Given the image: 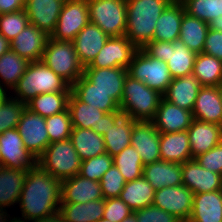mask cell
Returning a JSON list of instances; mask_svg holds the SVG:
<instances>
[{
    "instance_id": "1",
    "label": "cell",
    "mask_w": 222,
    "mask_h": 222,
    "mask_svg": "<svg viewBox=\"0 0 222 222\" xmlns=\"http://www.w3.org/2000/svg\"><path fill=\"white\" fill-rule=\"evenodd\" d=\"M18 203L22 218L31 221L58 212L61 204V181L37 164L27 171Z\"/></svg>"
},
{
    "instance_id": "2",
    "label": "cell",
    "mask_w": 222,
    "mask_h": 222,
    "mask_svg": "<svg viewBox=\"0 0 222 222\" xmlns=\"http://www.w3.org/2000/svg\"><path fill=\"white\" fill-rule=\"evenodd\" d=\"M173 0H126L125 36L143 49L155 34L157 19Z\"/></svg>"
},
{
    "instance_id": "3",
    "label": "cell",
    "mask_w": 222,
    "mask_h": 222,
    "mask_svg": "<svg viewBox=\"0 0 222 222\" xmlns=\"http://www.w3.org/2000/svg\"><path fill=\"white\" fill-rule=\"evenodd\" d=\"M13 98L22 103L43 93L71 92V86L41 60L30 62L26 72L12 89Z\"/></svg>"
},
{
    "instance_id": "4",
    "label": "cell",
    "mask_w": 222,
    "mask_h": 222,
    "mask_svg": "<svg viewBox=\"0 0 222 222\" xmlns=\"http://www.w3.org/2000/svg\"><path fill=\"white\" fill-rule=\"evenodd\" d=\"M162 98L158 91L127 74L120 111L135 121H152Z\"/></svg>"
},
{
    "instance_id": "5",
    "label": "cell",
    "mask_w": 222,
    "mask_h": 222,
    "mask_svg": "<svg viewBox=\"0 0 222 222\" xmlns=\"http://www.w3.org/2000/svg\"><path fill=\"white\" fill-rule=\"evenodd\" d=\"M82 160L70 139L52 142L37 159V164L61 182L79 173Z\"/></svg>"
},
{
    "instance_id": "6",
    "label": "cell",
    "mask_w": 222,
    "mask_h": 222,
    "mask_svg": "<svg viewBox=\"0 0 222 222\" xmlns=\"http://www.w3.org/2000/svg\"><path fill=\"white\" fill-rule=\"evenodd\" d=\"M41 61L70 86L84 72V67L79 62L73 41H58L49 37Z\"/></svg>"
},
{
    "instance_id": "7",
    "label": "cell",
    "mask_w": 222,
    "mask_h": 222,
    "mask_svg": "<svg viewBox=\"0 0 222 222\" xmlns=\"http://www.w3.org/2000/svg\"><path fill=\"white\" fill-rule=\"evenodd\" d=\"M143 50L151 57L167 62L172 78H180L193 73L196 53L180 39L174 42L151 41Z\"/></svg>"
},
{
    "instance_id": "8",
    "label": "cell",
    "mask_w": 222,
    "mask_h": 222,
    "mask_svg": "<svg viewBox=\"0 0 222 222\" xmlns=\"http://www.w3.org/2000/svg\"><path fill=\"white\" fill-rule=\"evenodd\" d=\"M89 19L109 37L125 36L126 0H87Z\"/></svg>"
},
{
    "instance_id": "9",
    "label": "cell",
    "mask_w": 222,
    "mask_h": 222,
    "mask_svg": "<svg viewBox=\"0 0 222 222\" xmlns=\"http://www.w3.org/2000/svg\"><path fill=\"white\" fill-rule=\"evenodd\" d=\"M127 71L129 76L162 95L172 81L167 62L149 56L143 49L136 51Z\"/></svg>"
},
{
    "instance_id": "10",
    "label": "cell",
    "mask_w": 222,
    "mask_h": 222,
    "mask_svg": "<svg viewBox=\"0 0 222 222\" xmlns=\"http://www.w3.org/2000/svg\"><path fill=\"white\" fill-rule=\"evenodd\" d=\"M89 22L87 0H65L50 37L58 41H73Z\"/></svg>"
},
{
    "instance_id": "11",
    "label": "cell",
    "mask_w": 222,
    "mask_h": 222,
    "mask_svg": "<svg viewBox=\"0 0 222 222\" xmlns=\"http://www.w3.org/2000/svg\"><path fill=\"white\" fill-rule=\"evenodd\" d=\"M193 201L194 193L182 184L155 190L153 205L181 222H188L193 210Z\"/></svg>"
},
{
    "instance_id": "12",
    "label": "cell",
    "mask_w": 222,
    "mask_h": 222,
    "mask_svg": "<svg viewBox=\"0 0 222 222\" xmlns=\"http://www.w3.org/2000/svg\"><path fill=\"white\" fill-rule=\"evenodd\" d=\"M0 165L27 170L37 165V159L25 148L17 128L0 134Z\"/></svg>"
},
{
    "instance_id": "13",
    "label": "cell",
    "mask_w": 222,
    "mask_h": 222,
    "mask_svg": "<svg viewBox=\"0 0 222 222\" xmlns=\"http://www.w3.org/2000/svg\"><path fill=\"white\" fill-rule=\"evenodd\" d=\"M25 148L38 159L50 144L45 118L25 108L17 125Z\"/></svg>"
},
{
    "instance_id": "14",
    "label": "cell",
    "mask_w": 222,
    "mask_h": 222,
    "mask_svg": "<svg viewBox=\"0 0 222 222\" xmlns=\"http://www.w3.org/2000/svg\"><path fill=\"white\" fill-rule=\"evenodd\" d=\"M138 48L126 37H109L92 63L84 68H128Z\"/></svg>"
},
{
    "instance_id": "15",
    "label": "cell",
    "mask_w": 222,
    "mask_h": 222,
    "mask_svg": "<svg viewBox=\"0 0 222 222\" xmlns=\"http://www.w3.org/2000/svg\"><path fill=\"white\" fill-rule=\"evenodd\" d=\"M131 145L137 150L143 165L157 162L160 157V132L152 121H136L131 134Z\"/></svg>"
},
{
    "instance_id": "16",
    "label": "cell",
    "mask_w": 222,
    "mask_h": 222,
    "mask_svg": "<svg viewBox=\"0 0 222 222\" xmlns=\"http://www.w3.org/2000/svg\"><path fill=\"white\" fill-rule=\"evenodd\" d=\"M128 71L126 68H84L83 75L94 84V88L110 94L119 105Z\"/></svg>"
},
{
    "instance_id": "17",
    "label": "cell",
    "mask_w": 222,
    "mask_h": 222,
    "mask_svg": "<svg viewBox=\"0 0 222 222\" xmlns=\"http://www.w3.org/2000/svg\"><path fill=\"white\" fill-rule=\"evenodd\" d=\"M182 184L194 194L222 190V175L206 170L195 159L182 163Z\"/></svg>"
},
{
    "instance_id": "18",
    "label": "cell",
    "mask_w": 222,
    "mask_h": 222,
    "mask_svg": "<svg viewBox=\"0 0 222 222\" xmlns=\"http://www.w3.org/2000/svg\"><path fill=\"white\" fill-rule=\"evenodd\" d=\"M65 0H25L29 24L49 36L53 33Z\"/></svg>"
},
{
    "instance_id": "19",
    "label": "cell",
    "mask_w": 222,
    "mask_h": 222,
    "mask_svg": "<svg viewBox=\"0 0 222 222\" xmlns=\"http://www.w3.org/2000/svg\"><path fill=\"white\" fill-rule=\"evenodd\" d=\"M49 35L32 24H28L11 42L10 49L29 62L43 57Z\"/></svg>"
},
{
    "instance_id": "20",
    "label": "cell",
    "mask_w": 222,
    "mask_h": 222,
    "mask_svg": "<svg viewBox=\"0 0 222 222\" xmlns=\"http://www.w3.org/2000/svg\"><path fill=\"white\" fill-rule=\"evenodd\" d=\"M193 121L192 111L176 106L161 99L152 122L160 133L186 131Z\"/></svg>"
},
{
    "instance_id": "21",
    "label": "cell",
    "mask_w": 222,
    "mask_h": 222,
    "mask_svg": "<svg viewBox=\"0 0 222 222\" xmlns=\"http://www.w3.org/2000/svg\"><path fill=\"white\" fill-rule=\"evenodd\" d=\"M104 199L100 182L77 174L61 182V203H86Z\"/></svg>"
},
{
    "instance_id": "22",
    "label": "cell",
    "mask_w": 222,
    "mask_h": 222,
    "mask_svg": "<svg viewBox=\"0 0 222 222\" xmlns=\"http://www.w3.org/2000/svg\"><path fill=\"white\" fill-rule=\"evenodd\" d=\"M108 39L109 36L91 22L77 34L73 43L79 62L83 67L92 63Z\"/></svg>"
},
{
    "instance_id": "23",
    "label": "cell",
    "mask_w": 222,
    "mask_h": 222,
    "mask_svg": "<svg viewBox=\"0 0 222 222\" xmlns=\"http://www.w3.org/2000/svg\"><path fill=\"white\" fill-rule=\"evenodd\" d=\"M192 114L193 119L220 125L222 121L220 86H202L194 103Z\"/></svg>"
},
{
    "instance_id": "24",
    "label": "cell",
    "mask_w": 222,
    "mask_h": 222,
    "mask_svg": "<svg viewBox=\"0 0 222 222\" xmlns=\"http://www.w3.org/2000/svg\"><path fill=\"white\" fill-rule=\"evenodd\" d=\"M187 131L193 159L206 153L222 141L221 129L218 124L193 119Z\"/></svg>"
},
{
    "instance_id": "25",
    "label": "cell",
    "mask_w": 222,
    "mask_h": 222,
    "mask_svg": "<svg viewBox=\"0 0 222 222\" xmlns=\"http://www.w3.org/2000/svg\"><path fill=\"white\" fill-rule=\"evenodd\" d=\"M27 171V169L6 168L0 165V217L7 215L6 207L18 203Z\"/></svg>"
},
{
    "instance_id": "26",
    "label": "cell",
    "mask_w": 222,
    "mask_h": 222,
    "mask_svg": "<svg viewBox=\"0 0 222 222\" xmlns=\"http://www.w3.org/2000/svg\"><path fill=\"white\" fill-rule=\"evenodd\" d=\"M202 85L193 74L172 78L166 92L162 95L166 101L182 109L192 111Z\"/></svg>"
},
{
    "instance_id": "27",
    "label": "cell",
    "mask_w": 222,
    "mask_h": 222,
    "mask_svg": "<svg viewBox=\"0 0 222 222\" xmlns=\"http://www.w3.org/2000/svg\"><path fill=\"white\" fill-rule=\"evenodd\" d=\"M185 7L180 0H173L157 19L152 41L174 42L180 37Z\"/></svg>"
},
{
    "instance_id": "28",
    "label": "cell",
    "mask_w": 222,
    "mask_h": 222,
    "mask_svg": "<svg viewBox=\"0 0 222 222\" xmlns=\"http://www.w3.org/2000/svg\"><path fill=\"white\" fill-rule=\"evenodd\" d=\"M182 163L157 161L144 165L143 177L155 189L182 185Z\"/></svg>"
},
{
    "instance_id": "29",
    "label": "cell",
    "mask_w": 222,
    "mask_h": 222,
    "mask_svg": "<svg viewBox=\"0 0 222 222\" xmlns=\"http://www.w3.org/2000/svg\"><path fill=\"white\" fill-rule=\"evenodd\" d=\"M188 222H222V190L194 194Z\"/></svg>"
},
{
    "instance_id": "30",
    "label": "cell",
    "mask_w": 222,
    "mask_h": 222,
    "mask_svg": "<svg viewBox=\"0 0 222 222\" xmlns=\"http://www.w3.org/2000/svg\"><path fill=\"white\" fill-rule=\"evenodd\" d=\"M160 157L162 161L184 163L193 159L188 131L160 133Z\"/></svg>"
},
{
    "instance_id": "31",
    "label": "cell",
    "mask_w": 222,
    "mask_h": 222,
    "mask_svg": "<svg viewBox=\"0 0 222 222\" xmlns=\"http://www.w3.org/2000/svg\"><path fill=\"white\" fill-rule=\"evenodd\" d=\"M71 92L80 101L90 104L103 112H121L119 104L110 97V94L95 89L94 84H92L84 75L71 86Z\"/></svg>"
},
{
    "instance_id": "32",
    "label": "cell",
    "mask_w": 222,
    "mask_h": 222,
    "mask_svg": "<svg viewBox=\"0 0 222 222\" xmlns=\"http://www.w3.org/2000/svg\"><path fill=\"white\" fill-rule=\"evenodd\" d=\"M68 110L73 128L92 129L100 134L101 118L106 112L80 101L72 92L68 100Z\"/></svg>"
},
{
    "instance_id": "33",
    "label": "cell",
    "mask_w": 222,
    "mask_h": 222,
    "mask_svg": "<svg viewBox=\"0 0 222 222\" xmlns=\"http://www.w3.org/2000/svg\"><path fill=\"white\" fill-rule=\"evenodd\" d=\"M105 199L86 203H61L59 212L64 222H98L103 218Z\"/></svg>"
},
{
    "instance_id": "34",
    "label": "cell",
    "mask_w": 222,
    "mask_h": 222,
    "mask_svg": "<svg viewBox=\"0 0 222 222\" xmlns=\"http://www.w3.org/2000/svg\"><path fill=\"white\" fill-rule=\"evenodd\" d=\"M135 122L130 116L122 114L113 127H110L103 135L106 152L110 156L114 157L131 145V134Z\"/></svg>"
},
{
    "instance_id": "35",
    "label": "cell",
    "mask_w": 222,
    "mask_h": 222,
    "mask_svg": "<svg viewBox=\"0 0 222 222\" xmlns=\"http://www.w3.org/2000/svg\"><path fill=\"white\" fill-rule=\"evenodd\" d=\"M154 195L155 189L141 176L126 182L119 198L135 211L153 205Z\"/></svg>"
},
{
    "instance_id": "36",
    "label": "cell",
    "mask_w": 222,
    "mask_h": 222,
    "mask_svg": "<svg viewBox=\"0 0 222 222\" xmlns=\"http://www.w3.org/2000/svg\"><path fill=\"white\" fill-rule=\"evenodd\" d=\"M209 25L197 17L184 13L180 28V41L196 54L203 52Z\"/></svg>"
},
{
    "instance_id": "37",
    "label": "cell",
    "mask_w": 222,
    "mask_h": 222,
    "mask_svg": "<svg viewBox=\"0 0 222 222\" xmlns=\"http://www.w3.org/2000/svg\"><path fill=\"white\" fill-rule=\"evenodd\" d=\"M70 140L82 161L106 152L103 136L92 129L73 128Z\"/></svg>"
},
{
    "instance_id": "38",
    "label": "cell",
    "mask_w": 222,
    "mask_h": 222,
    "mask_svg": "<svg viewBox=\"0 0 222 222\" xmlns=\"http://www.w3.org/2000/svg\"><path fill=\"white\" fill-rule=\"evenodd\" d=\"M29 61L11 49L0 56V86L6 92L12 90L26 72ZM11 88V89H10Z\"/></svg>"
},
{
    "instance_id": "39",
    "label": "cell",
    "mask_w": 222,
    "mask_h": 222,
    "mask_svg": "<svg viewBox=\"0 0 222 222\" xmlns=\"http://www.w3.org/2000/svg\"><path fill=\"white\" fill-rule=\"evenodd\" d=\"M71 92L43 93L26 103V108L44 118L65 111Z\"/></svg>"
},
{
    "instance_id": "40",
    "label": "cell",
    "mask_w": 222,
    "mask_h": 222,
    "mask_svg": "<svg viewBox=\"0 0 222 222\" xmlns=\"http://www.w3.org/2000/svg\"><path fill=\"white\" fill-rule=\"evenodd\" d=\"M192 74L202 86L219 87L222 84V61L203 52L197 54Z\"/></svg>"
},
{
    "instance_id": "41",
    "label": "cell",
    "mask_w": 222,
    "mask_h": 222,
    "mask_svg": "<svg viewBox=\"0 0 222 222\" xmlns=\"http://www.w3.org/2000/svg\"><path fill=\"white\" fill-rule=\"evenodd\" d=\"M113 164L118 168L126 182L143 176V163L137 150L129 145L113 157Z\"/></svg>"
},
{
    "instance_id": "42",
    "label": "cell",
    "mask_w": 222,
    "mask_h": 222,
    "mask_svg": "<svg viewBox=\"0 0 222 222\" xmlns=\"http://www.w3.org/2000/svg\"><path fill=\"white\" fill-rule=\"evenodd\" d=\"M186 13L209 23L222 15V0H180Z\"/></svg>"
},
{
    "instance_id": "43",
    "label": "cell",
    "mask_w": 222,
    "mask_h": 222,
    "mask_svg": "<svg viewBox=\"0 0 222 222\" xmlns=\"http://www.w3.org/2000/svg\"><path fill=\"white\" fill-rule=\"evenodd\" d=\"M9 95L0 105V134L6 130L17 128L26 104Z\"/></svg>"
},
{
    "instance_id": "44",
    "label": "cell",
    "mask_w": 222,
    "mask_h": 222,
    "mask_svg": "<svg viewBox=\"0 0 222 222\" xmlns=\"http://www.w3.org/2000/svg\"><path fill=\"white\" fill-rule=\"evenodd\" d=\"M45 123L50 143L70 139L73 126L68 108L45 118Z\"/></svg>"
},
{
    "instance_id": "45",
    "label": "cell",
    "mask_w": 222,
    "mask_h": 222,
    "mask_svg": "<svg viewBox=\"0 0 222 222\" xmlns=\"http://www.w3.org/2000/svg\"><path fill=\"white\" fill-rule=\"evenodd\" d=\"M112 165L113 157L105 152L96 157L83 160L78 174L84 178L100 182L104 173L110 169Z\"/></svg>"
},
{
    "instance_id": "46",
    "label": "cell",
    "mask_w": 222,
    "mask_h": 222,
    "mask_svg": "<svg viewBox=\"0 0 222 222\" xmlns=\"http://www.w3.org/2000/svg\"><path fill=\"white\" fill-rule=\"evenodd\" d=\"M29 19L24 9L0 15V33L11 42L27 25Z\"/></svg>"
},
{
    "instance_id": "47",
    "label": "cell",
    "mask_w": 222,
    "mask_h": 222,
    "mask_svg": "<svg viewBox=\"0 0 222 222\" xmlns=\"http://www.w3.org/2000/svg\"><path fill=\"white\" fill-rule=\"evenodd\" d=\"M126 181L118 168L113 164L108 169L102 179L100 185L104 199L119 197Z\"/></svg>"
},
{
    "instance_id": "48",
    "label": "cell",
    "mask_w": 222,
    "mask_h": 222,
    "mask_svg": "<svg viewBox=\"0 0 222 222\" xmlns=\"http://www.w3.org/2000/svg\"><path fill=\"white\" fill-rule=\"evenodd\" d=\"M133 214V210L119 197L105 199L103 218L111 222H121Z\"/></svg>"
},
{
    "instance_id": "49",
    "label": "cell",
    "mask_w": 222,
    "mask_h": 222,
    "mask_svg": "<svg viewBox=\"0 0 222 222\" xmlns=\"http://www.w3.org/2000/svg\"><path fill=\"white\" fill-rule=\"evenodd\" d=\"M194 159L206 170L222 175V141Z\"/></svg>"
},
{
    "instance_id": "50",
    "label": "cell",
    "mask_w": 222,
    "mask_h": 222,
    "mask_svg": "<svg viewBox=\"0 0 222 222\" xmlns=\"http://www.w3.org/2000/svg\"><path fill=\"white\" fill-rule=\"evenodd\" d=\"M137 222H181L175 216L155 205L133 211Z\"/></svg>"
},
{
    "instance_id": "51",
    "label": "cell",
    "mask_w": 222,
    "mask_h": 222,
    "mask_svg": "<svg viewBox=\"0 0 222 222\" xmlns=\"http://www.w3.org/2000/svg\"><path fill=\"white\" fill-rule=\"evenodd\" d=\"M203 53L222 61V32L209 29L206 35Z\"/></svg>"
},
{
    "instance_id": "52",
    "label": "cell",
    "mask_w": 222,
    "mask_h": 222,
    "mask_svg": "<svg viewBox=\"0 0 222 222\" xmlns=\"http://www.w3.org/2000/svg\"><path fill=\"white\" fill-rule=\"evenodd\" d=\"M25 8V0H0V15Z\"/></svg>"
},
{
    "instance_id": "53",
    "label": "cell",
    "mask_w": 222,
    "mask_h": 222,
    "mask_svg": "<svg viewBox=\"0 0 222 222\" xmlns=\"http://www.w3.org/2000/svg\"><path fill=\"white\" fill-rule=\"evenodd\" d=\"M122 112H111L106 113L101 118V124H100V135L106 134L107 130L110 127H113V125L116 123V120L122 115Z\"/></svg>"
},
{
    "instance_id": "54",
    "label": "cell",
    "mask_w": 222,
    "mask_h": 222,
    "mask_svg": "<svg viewBox=\"0 0 222 222\" xmlns=\"http://www.w3.org/2000/svg\"><path fill=\"white\" fill-rule=\"evenodd\" d=\"M34 222H64L60 212H56L52 215H49V216H46V217H43L41 219H38Z\"/></svg>"
},
{
    "instance_id": "55",
    "label": "cell",
    "mask_w": 222,
    "mask_h": 222,
    "mask_svg": "<svg viewBox=\"0 0 222 222\" xmlns=\"http://www.w3.org/2000/svg\"><path fill=\"white\" fill-rule=\"evenodd\" d=\"M208 25L209 29L222 32V15L214 18L212 21L208 23Z\"/></svg>"
},
{
    "instance_id": "56",
    "label": "cell",
    "mask_w": 222,
    "mask_h": 222,
    "mask_svg": "<svg viewBox=\"0 0 222 222\" xmlns=\"http://www.w3.org/2000/svg\"><path fill=\"white\" fill-rule=\"evenodd\" d=\"M0 222H34L25 218H21V217H13L11 218L9 214L7 215H2L0 217Z\"/></svg>"
},
{
    "instance_id": "57",
    "label": "cell",
    "mask_w": 222,
    "mask_h": 222,
    "mask_svg": "<svg viewBox=\"0 0 222 222\" xmlns=\"http://www.w3.org/2000/svg\"><path fill=\"white\" fill-rule=\"evenodd\" d=\"M10 50V42L0 33V56Z\"/></svg>"
},
{
    "instance_id": "58",
    "label": "cell",
    "mask_w": 222,
    "mask_h": 222,
    "mask_svg": "<svg viewBox=\"0 0 222 222\" xmlns=\"http://www.w3.org/2000/svg\"><path fill=\"white\" fill-rule=\"evenodd\" d=\"M121 222H137V219L133 213L130 216L124 218Z\"/></svg>"
},
{
    "instance_id": "59",
    "label": "cell",
    "mask_w": 222,
    "mask_h": 222,
    "mask_svg": "<svg viewBox=\"0 0 222 222\" xmlns=\"http://www.w3.org/2000/svg\"><path fill=\"white\" fill-rule=\"evenodd\" d=\"M7 96L8 95H7L6 91H4L0 86V105Z\"/></svg>"
},
{
    "instance_id": "60",
    "label": "cell",
    "mask_w": 222,
    "mask_h": 222,
    "mask_svg": "<svg viewBox=\"0 0 222 222\" xmlns=\"http://www.w3.org/2000/svg\"><path fill=\"white\" fill-rule=\"evenodd\" d=\"M220 93H221V96H222V84L220 85ZM220 129H221V134H222V121H221V124H220Z\"/></svg>"
},
{
    "instance_id": "61",
    "label": "cell",
    "mask_w": 222,
    "mask_h": 222,
    "mask_svg": "<svg viewBox=\"0 0 222 222\" xmlns=\"http://www.w3.org/2000/svg\"><path fill=\"white\" fill-rule=\"evenodd\" d=\"M98 222H111V221H110V220H107V219L102 218V219H100Z\"/></svg>"
}]
</instances>
